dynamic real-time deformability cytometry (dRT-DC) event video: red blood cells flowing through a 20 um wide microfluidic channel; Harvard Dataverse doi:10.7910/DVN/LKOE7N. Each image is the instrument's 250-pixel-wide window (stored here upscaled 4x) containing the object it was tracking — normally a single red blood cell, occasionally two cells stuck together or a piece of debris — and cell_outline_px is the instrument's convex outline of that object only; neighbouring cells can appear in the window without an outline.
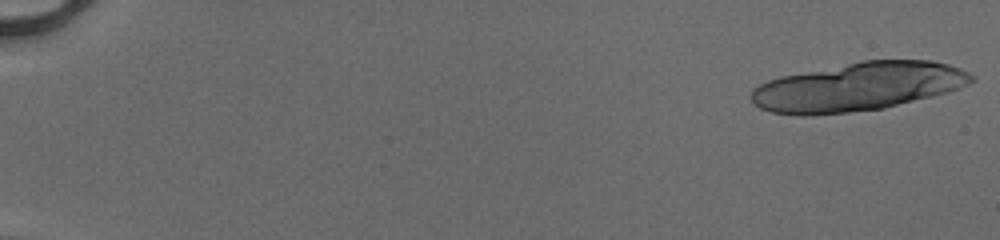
{"species": "human", "species_latin": "Homo sapiens", "temperature_condition": "cold", "stored_images_in_passage": 22, "camera_frame_rate_fps": 3000, "um_per_image_px": 0.085, "donor": {"sex": "male"}, "frame": {"image": 1, "passage_image": 1, "time_ms": 0.0, "image_size_px": [1000, 240], "cell_outline_px": [[976, 80], [968, 84], [948, 92], [884, 108], [848, 112], [808, 116], [796, 116], [772, 112], [760, 108], [752, 104], [752, 88], [768, 80], [780, 76], [860, 60], [932, 60], [948, 64], [960, 68], [976, 76]], "centroid_in_image_um": [72.92, 7.37], "position_along_channel_um": 12.1, "area_um2": 62.54}}
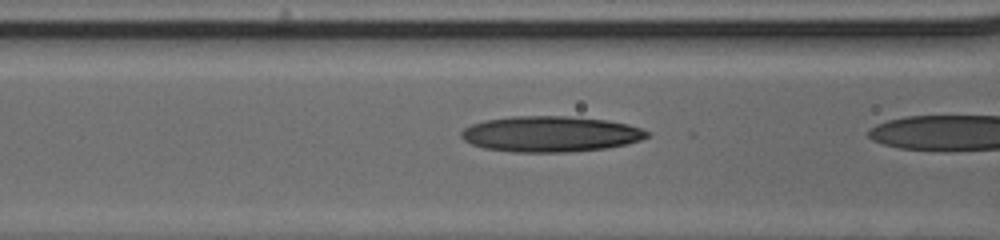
{"frame": {"image": 2, "passage_image": 21, "time_ms": 6.667, "image_size_px": [1000, 240], "cell_outline_px": [[652, 132], [648, 136], [640, 140], [628, 144], [608, 148], [568, 152], [512, 152], [484, 148], [472, 144], [464, 140], [460, 136], [460, 132], [464, 128], [472, 124], [484, 120], [512, 116], [568, 116], [608, 120], [628, 124]], "centroid_in_image_um": [46.8, 11.39], "position_along_channel_um": 119.8, "area_um2": 38.96}}